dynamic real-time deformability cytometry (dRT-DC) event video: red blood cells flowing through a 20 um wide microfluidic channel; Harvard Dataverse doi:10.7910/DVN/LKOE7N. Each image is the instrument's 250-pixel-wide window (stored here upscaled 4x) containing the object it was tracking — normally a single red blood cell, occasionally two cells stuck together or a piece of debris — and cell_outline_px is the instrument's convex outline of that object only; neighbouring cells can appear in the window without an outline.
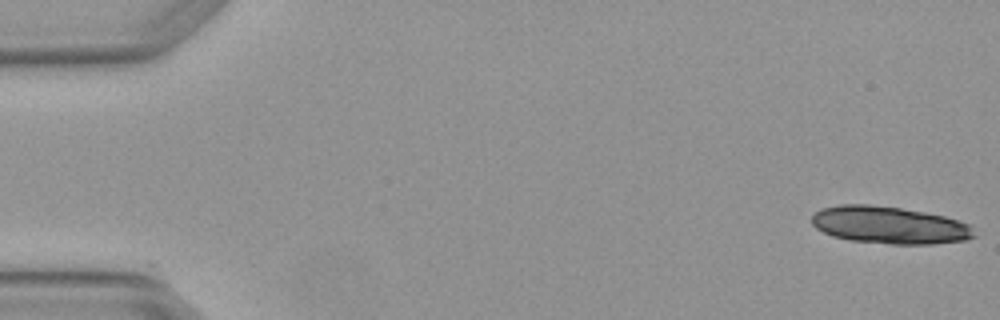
{"species": "Egyptian fruit bat (a non-hibernating species)", "species_latin": "Rousettus aegyptiacus", "temperature_condition": "warm", "stored_images_in_passage": 5, "camera_frame_rate_fps": 3000, "um_per_image_px": 0.085, "animal": {"sex": "female"}, "frame": {"image": 1, "passage_image": 1, "time_ms": 0.0, "image_size_px": [1000, 320], "cell_outline_px": [[976, 236], [964, 240], [932, 244], [888, 244], [852, 240], [832, 236], [816, 228], [812, 224], [812, 216], [816, 212], [824, 208], [840, 204], [868, 204], [900, 208], [924, 212], [944, 216], [968, 224]], "centroid_in_image_um": [75.58, 19.13], "position_along_channel_um": 9.4, "area_um2": 35.03}}